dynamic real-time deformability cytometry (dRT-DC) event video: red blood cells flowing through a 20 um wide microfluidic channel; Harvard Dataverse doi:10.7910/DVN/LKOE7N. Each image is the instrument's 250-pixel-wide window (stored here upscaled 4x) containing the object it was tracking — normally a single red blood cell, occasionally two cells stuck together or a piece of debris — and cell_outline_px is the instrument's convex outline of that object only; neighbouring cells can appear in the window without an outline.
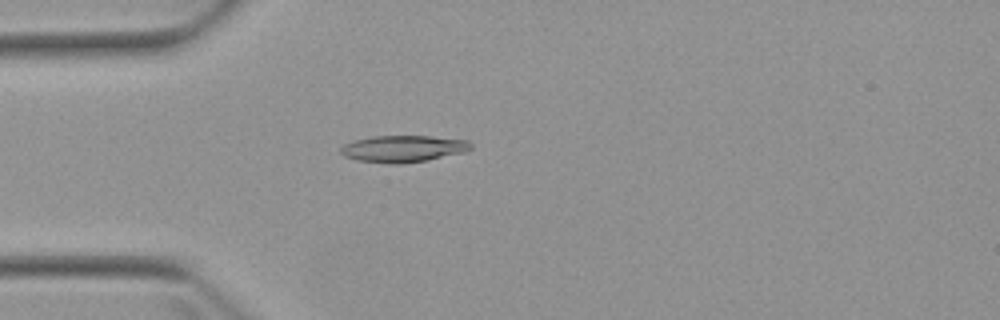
{"species": "Egyptian fruit bat (a non-hibernating species)", "species_latin": "Rousettus aegyptiacus", "temperature_condition": "warm", "stored_images_in_passage": 5, "camera_frame_rate_fps": 3000, "um_per_image_px": 0.085, "animal": {"sex": "female"}, "frame": {"image": 1, "passage_image": 5, "time_ms": 4.667, "image_size_px": [1000, 320], "cell_outline_px": [[472, 148], [468, 152], [428, 160], [400, 164], [388, 164], [356, 160], [344, 156], [340, 152], [340, 148], [344, 144], [356, 140], [372, 136], [428, 136], [468, 140], [472, 144]], "centroid_in_image_um": [34.3, 12.65], "position_along_channel_um": 50.7, "area_um2": 20.52}}